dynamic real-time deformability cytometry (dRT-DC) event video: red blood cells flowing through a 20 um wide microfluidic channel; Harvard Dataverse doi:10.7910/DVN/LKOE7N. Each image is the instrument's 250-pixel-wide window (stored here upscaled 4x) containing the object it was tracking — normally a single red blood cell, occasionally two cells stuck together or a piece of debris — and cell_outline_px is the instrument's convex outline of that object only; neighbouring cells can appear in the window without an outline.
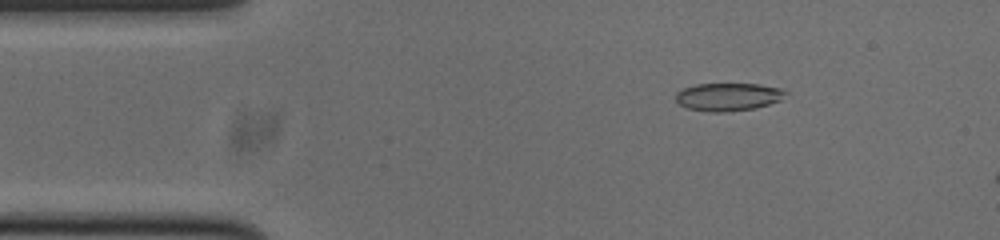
{"species": "common noctule bat (a hibernating species)", "species_latin": "Nyctalus noctula", "temperature_condition": "cold", "stored_images_in_passage": 12, "camera_frame_rate_fps": 3000, "um_per_image_px": 0.085, "animal": {"sex": "male", "body_mass_g": 20.0, "forearm_length_mm": 53.3}, "frame": {"image": 1, "passage_image": 7, "time_ms": 2.0, "image_size_px": [1000, 240], "cell_outline_px": [[788, 92], [780, 100], [756, 108], [724, 112], [708, 112], [688, 108], [680, 104], [676, 100], [676, 92], [684, 88], [696, 84], [760, 84], [784, 88]], "centroid_in_image_um": [61.92, 8.22], "position_along_channel_um": 23.1, "area_um2": 17.92}}